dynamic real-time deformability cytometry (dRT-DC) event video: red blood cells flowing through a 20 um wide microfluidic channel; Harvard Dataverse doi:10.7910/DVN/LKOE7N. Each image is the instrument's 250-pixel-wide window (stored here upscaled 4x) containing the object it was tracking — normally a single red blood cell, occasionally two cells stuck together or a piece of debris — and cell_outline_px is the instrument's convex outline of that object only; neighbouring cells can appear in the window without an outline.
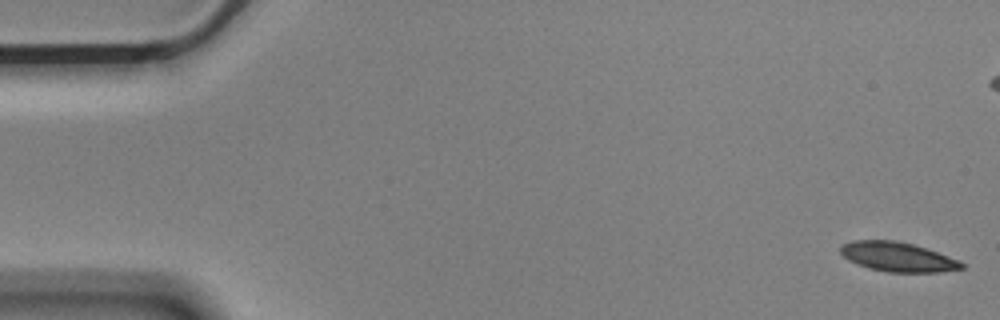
{"species": "Egyptian fruit bat (a non-hibernating species)", "species_latin": "Rousettus aegyptiacus", "temperature_condition": "cold", "stored_images_in_passage": 56, "camera_frame_rate_fps": 3000, "um_per_image_px": 0.085, "animal": {"sex": "male"}, "frame": {"image": 1, "passage_image": 1, "time_ms": 0.0, "image_size_px": [1000, 320], "cell_outline_px": [[964, 268], [936, 272], [888, 272], [868, 268], [856, 264], [848, 260], [840, 252], [840, 248], [844, 244], [852, 240], [892, 240], [912, 244], [960, 260], [964, 264]], "centroid_in_image_um": [76.28, 21.84], "position_along_channel_um": 8.7, "area_um2": 20.58}}
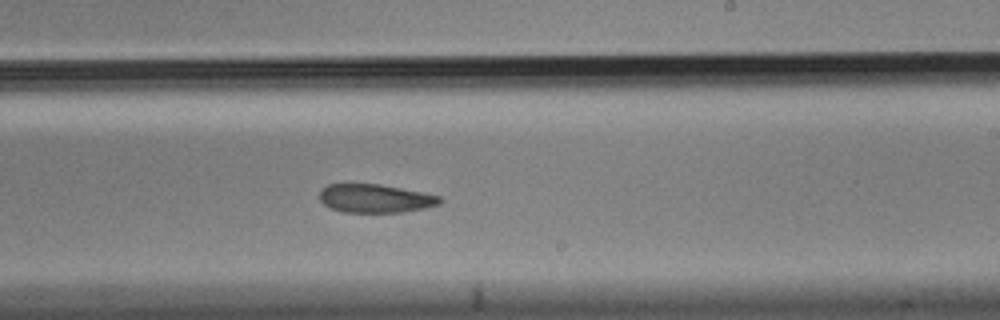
{"frame": {"image": 2, "passage_image": 33, "time_ms": 10.667, "image_size_px": [1000, 320], "cell_outline_px": [[444, 200], [440, 204], [424, 208], [404, 212], [344, 212], [332, 208], [324, 204], [320, 200], [320, 188], [328, 184], [380, 184], [440, 196]], "centroid_in_image_um": [31.89, 16.86], "position_along_channel_um": 257.1, "area_um2": 19.88}}
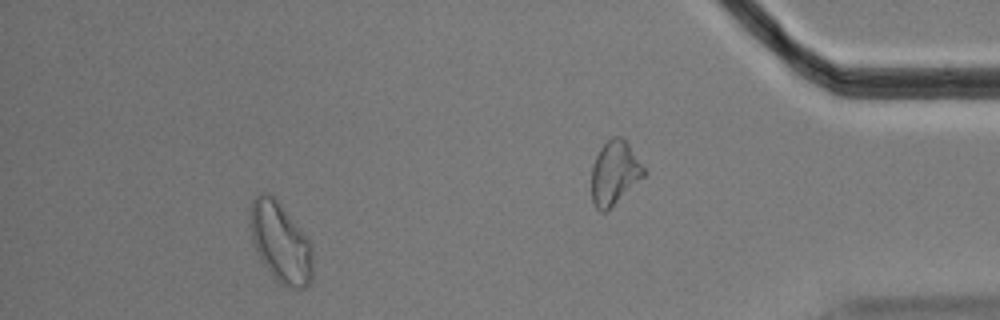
{"frame": {"image": 3, "passage_image": 51, "time_ms": 16.667, "image_size_px": [1000, 320], "cell_outline_px": [[312, 276], [308, 284], [304, 288], [296, 292], [280, 284], [272, 276], [260, 260], [256, 252], [252, 240], [248, 216], [252, 200], [260, 192], [268, 192], [280, 204], [312, 244]], "centroid_in_image_um": [23.82, 20.65], "position_along_channel_um": 411.4, "area_um2": 29.54}, "authors_computed_cell_mechanics": {"area_um2": 21.6461, "velocity_mm_per_s": 3.5629, "shape_relaxation_time_tau1_ms": 4.5967, "shape_relaxation_time_tau2_ms": 6.2608, "deformation_change_tau1": 0.1295, "deformation_change_tau2": 0.1408}}